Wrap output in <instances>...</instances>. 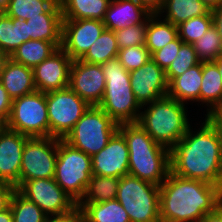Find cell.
<instances>
[{"label":"cell","instance_id":"obj_1","mask_svg":"<svg viewBox=\"0 0 222 222\" xmlns=\"http://www.w3.org/2000/svg\"><path fill=\"white\" fill-rule=\"evenodd\" d=\"M204 120L196 131L190 126L170 150V172L222 189V140L210 120Z\"/></svg>","mask_w":222,"mask_h":222},{"label":"cell","instance_id":"obj_2","mask_svg":"<svg viewBox=\"0 0 222 222\" xmlns=\"http://www.w3.org/2000/svg\"><path fill=\"white\" fill-rule=\"evenodd\" d=\"M222 204V189L169 172L160 185V222H201Z\"/></svg>","mask_w":222,"mask_h":222},{"label":"cell","instance_id":"obj_3","mask_svg":"<svg viewBox=\"0 0 222 222\" xmlns=\"http://www.w3.org/2000/svg\"><path fill=\"white\" fill-rule=\"evenodd\" d=\"M129 151V174L160 186L170 172V150L156 143L138 124H120Z\"/></svg>","mask_w":222,"mask_h":222},{"label":"cell","instance_id":"obj_4","mask_svg":"<svg viewBox=\"0 0 222 222\" xmlns=\"http://www.w3.org/2000/svg\"><path fill=\"white\" fill-rule=\"evenodd\" d=\"M185 106L167 95L143 105L137 123L156 143L171 150L191 126Z\"/></svg>","mask_w":222,"mask_h":222},{"label":"cell","instance_id":"obj_5","mask_svg":"<svg viewBox=\"0 0 222 222\" xmlns=\"http://www.w3.org/2000/svg\"><path fill=\"white\" fill-rule=\"evenodd\" d=\"M105 77V91L98 105L118 125L137 123L142 106L132 91L130 74L118 58L101 65Z\"/></svg>","mask_w":222,"mask_h":222},{"label":"cell","instance_id":"obj_6","mask_svg":"<svg viewBox=\"0 0 222 222\" xmlns=\"http://www.w3.org/2000/svg\"><path fill=\"white\" fill-rule=\"evenodd\" d=\"M116 199L131 222H160V186L125 175L119 179Z\"/></svg>","mask_w":222,"mask_h":222},{"label":"cell","instance_id":"obj_7","mask_svg":"<svg viewBox=\"0 0 222 222\" xmlns=\"http://www.w3.org/2000/svg\"><path fill=\"white\" fill-rule=\"evenodd\" d=\"M92 175V157L58 138L54 180L76 203Z\"/></svg>","mask_w":222,"mask_h":222},{"label":"cell","instance_id":"obj_8","mask_svg":"<svg viewBox=\"0 0 222 222\" xmlns=\"http://www.w3.org/2000/svg\"><path fill=\"white\" fill-rule=\"evenodd\" d=\"M118 126L99 106H89L63 139L92 157L108 144Z\"/></svg>","mask_w":222,"mask_h":222},{"label":"cell","instance_id":"obj_9","mask_svg":"<svg viewBox=\"0 0 222 222\" xmlns=\"http://www.w3.org/2000/svg\"><path fill=\"white\" fill-rule=\"evenodd\" d=\"M6 127L28 137H50L46 93L36 90L13 99Z\"/></svg>","mask_w":222,"mask_h":222},{"label":"cell","instance_id":"obj_10","mask_svg":"<svg viewBox=\"0 0 222 222\" xmlns=\"http://www.w3.org/2000/svg\"><path fill=\"white\" fill-rule=\"evenodd\" d=\"M50 137L63 139L75 126L89 104L70 87L46 93Z\"/></svg>","mask_w":222,"mask_h":222},{"label":"cell","instance_id":"obj_11","mask_svg":"<svg viewBox=\"0 0 222 222\" xmlns=\"http://www.w3.org/2000/svg\"><path fill=\"white\" fill-rule=\"evenodd\" d=\"M58 138L29 137L24 145L19 185L33 179L54 178Z\"/></svg>","mask_w":222,"mask_h":222},{"label":"cell","instance_id":"obj_12","mask_svg":"<svg viewBox=\"0 0 222 222\" xmlns=\"http://www.w3.org/2000/svg\"><path fill=\"white\" fill-rule=\"evenodd\" d=\"M16 190L34 202L48 217L73 212L76 202L56 183L54 178L23 181Z\"/></svg>","mask_w":222,"mask_h":222},{"label":"cell","instance_id":"obj_13","mask_svg":"<svg viewBox=\"0 0 222 222\" xmlns=\"http://www.w3.org/2000/svg\"><path fill=\"white\" fill-rule=\"evenodd\" d=\"M104 29L101 20L63 19L61 48L72 60L81 59Z\"/></svg>","mask_w":222,"mask_h":222},{"label":"cell","instance_id":"obj_14","mask_svg":"<svg viewBox=\"0 0 222 222\" xmlns=\"http://www.w3.org/2000/svg\"><path fill=\"white\" fill-rule=\"evenodd\" d=\"M105 77L101 65L73 60L69 87L90 106H98L105 91Z\"/></svg>","mask_w":222,"mask_h":222},{"label":"cell","instance_id":"obj_15","mask_svg":"<svg viewBox=\"0 0 222 222\" xmlns=\"http://www.w3.org/2000/svg\"><path fill=\"white\" fill-rule=\"evenodd\" d=\"M72 62L73 60L62 48L54 51L46 60L33 68L36 90L48 93L69 87Z\"/></svg>","mask_w":222,"mask_h":222},{"label":"cell","instance_id":"obj_16","mask_svg":"<svg viewBox=\"0 0 222 222\" xmlns=\"http://www.w3.org/2000/svg\"><path fill=\"white\" fill-rule=\"evenodd\" d=\"M129 74L132 91L141 106L168 95L165 71L152 59Z\"/></svg>","mask_w":222,"mask_h":222},{"label":"cell","instance_id":"obj_17","mask_svg":"<svg viewBox=\"0 0 222 222\" xmlns=\"http://www.w3.org/2000/svg\"><path fill=\"white\" fill-rule=\"evenodd\" d=\"M92 172L119 179L129 175V151L124 136L118 130L108 144L92 156Z\"/></svg>","mask_w":222,"mask_h":222},{"label":"cell","instance_id":"obj_18","mask_svg":"<svg viewBox=\"0 0 222 222\" xmlns=\"http://www.w3.org/2000/svg\"><path fill=\"white\" fill-rule=\"evenodd\" d=\"M28 138L7 127L0 133V182L19 186L22 154Z\"/></svg>","mask_w":222,"mask_h":222},{"label":"cell","instance_id":"obj_19","mask_svg":"<svg viewBox=\"0 0 222 222\" xmlns=\"http://www.w3.org/2000/svg\"><path fill=\"white\" fill-rule=\"evenodd\" d=\"M151 13L136 0H111L103 24L116 31L133 24L144 23Z\"/></svg>","mask_w":222,"mask_h":222},{"label":"cell","instance_id":"obj_20","mask_svg":"<svg viewBox=\"0 0 222 222\" xmlns=\"http://www.w3.org/2000/svg\"><path fill=\"white\" fill-rule=\"evenodd\" d=\"M62 20L58 0L46 13L26 20L30 40L52 42L57 48H61Z\"/></svg>","mask_w":222,"mask_h":222},{"label":"cell","instance_id":"obj_21","mask_svg":"<svg viewBox=\"0 0 222 222\" xmlns=\"http://www.w3.org/2000/svg\"><path fill=\"white\" fill-rule=\"evenodd\" d=\"M0 82L12 99L36 91L33 68L27 67L9 58L0 75Z\"/></svg>","mask_w":222,"mask_h":222},{"label":"cell","instance_id":"obj_22","mask_svg":"<svg viewBox=\"0 0 222 222\" xmlns=\"http://www.w3.org/2000/svg\"><path fill=\"white\" fill-rule=\"evenodd\" d=\"M202 82V62L175 77L168 84V96L183 103L198 102Z\"/></svg>","mask_w":222,"mask_h":222},{"label":"cell","instance_id":"obj_23","mask_svg":"<svg viewBox=\"0 0 222 222\" xmlns=\"http://www.w3.org/2000/svg\"><path fill=\"white\" fill-rule=\"evenodd\" d=\"M206 104L205 116L213 110L222 108V79L214 62H202V82L199 103Z\"/></svg>","mask_w":222,"mask_h":222},{"label":"cell","instance_id":"obj_24","mask_svg":"<svg viewBox=\"0 0 222 222\" xmlns=\"http://www.w3.org/2000/svg\"><path fill=\"white\" fill-rule=\"evenodd\" d=\"M210 11L211 9L200 0H165L158 14L178 26L193 17L207 15Z\"/></svg>","mask_w":222,"mask_h":222},{"label":"cell","instance_id":"obj_25","mask_svg":"<svg viewBox=\"0 0 222 222\" xmlns=\"http://www.w3.org/2000/svg\"><path fill=\"white\" fill-rule=\"evenodd\" d=\"M30 40L27 21L0 13V49L9 57L24 42Z\"/></svg>","mask_w":222,"mask_h":222},{"label":"cell","instance_id":"obj_26","mask_svg":"<svg viewBox=\"0 0 222 222\" xmlns=\"http://www.w3.org/2000/svg\"><path fill=\"white\" fill-rule=\"evenodd\" d=\"M111 0H59L63 19L103 21Z\"/></svg>","mask_w":222,"mask_h":222},{"label":"cell","instance_id":"obj_27","mask_svg":"<svg viewBox=\"0 0 222 222\" xmlns=\"http://www.w3.org/2000/svg\"><path fill=\"white\" fill-rule=\"evenodd\" d=\"M119 178L93 174L86 186L82 198L76 203L81 210L86 204L100 203L116 199Z\"/></svg>","mask_w":222,"mask_h":222},{"label":"cell","instance_id":"obj_28","mask_svg":"<svg viewBox=\"0 0 222 222\" xmlns=\"http://www.w3.org/2000/svg\"><path fill=\"white\" fill-rule=\"evenodd\" d=\"M82 222H131L117 199L86 204L81 210Z\"/></svg>","mask_w":222,"mask_h":222},{"label":"cell","instance_id":"obj_29","mask_svg":"<svg viewBox=\"0 0 222 222\" xmlns=\"http://www.w3.org/2000/svg\"><path fill=\"white\" fill-rule=\"evenodd\" d=\"M178 36V26L160 18L158 13L151 14L148 17L145 46L150 54L174 41Z\"/></svg>","mask_w":222,"mask_h":222},{"label":"cell","instance_id":"obj_30","mask_svg":"<svg viewBox=\"0 0 222 222\" xmlns=\"http://www.w3.org/2000/svg\"><path fill=\"white\" fill-rule=\"evenodd\" d=\"M57 49L52 42L28 40L22 43L10 58L17 63L34 68L46 60Z\"/></svg>","mask_w":222,"mask_h":222},{"label":"cell","instance_id":"obj_31","mask_svg":"<svg viewBox=\"0 0 222 222\" xmlns=\"http://www.w3.org/2000/svg\"><path fill=\"white\" fill-rule=\"evenodd\" d=\"M119 50L115 32L104 29L80 60L102 65L111 59L117 58Z\"/></svg>","mask_w":222,"mask_h":222},{"label":"cell","instance_id":"obj_32","mask_svg":"<svg viewBox=\"0 0 222 222\" xmlns=\"http://www.w3.org/2000/svg\"><path fill=\"white\" fill-rule=\"evenodd\" d=\"M58 0H10L4 13L16 19L29 18L46 13Z\"/></svg>","mask_w":222,"mask_h":222},{"label":"cell","instance_id":"obj_33","mask_svg":"<svg viewBox=\"0 0 222 222\" xmlns=\"http://www.w3.org/2000/svg\"><path fill=\"white\" fill-rule=\"evenodd\" d=\"M10 208L13 222H45L48 217L34 202L26 199L17 190L12 195Z\"/></svg>","mask_w":222,"mask_h":222},{"label":"cell","instance_id":"obj_34","mask_svg":"<svg viewBox=\"0 0 222 222\" xmlns=\"http://www.w3.org/2000/svg\"><path fill=\"white\" fill-rule=\"evenodd\" d=\"M192 45L200 62H214L222 54L221 37L213 25Z\"/></svg>","mask_w":222,"mask_h":222},{"label":"cell","instance_id":"obj_35","mask_svg":"<svg viewBox=\"0 0 222 222\" xmlns=\"http://www.w3.org/2000/svg\"><path fill=\"white\" fill-rule=\"evenodd\" d=\"M200 63L192 44L182 43L176 58L165 70L168 84L177 76L182 75L189 68Z\"/></svg>","mask_w":222,"mask_h":222},{"label":"cell","instance_id":"obj_36","mask_svg":"<svg viewBox=\"0 0 222 222\" xmlns=\"http://www.w3.org/2000/svg\"><path fill=\"white\" fill-rule=\"evenodd\" d=\"M213 25V15L210 11L207 15L193 17L178 25V35L183 43L192 44Z\"/></svg>","mask_w":222,"mask_h":222},{"label":"cell","instance_id":"obj_37","mask_svg":"<svg viewBox=\"0 0 222 222\" xmlns=\"http://www.w3.org/2000/svg\"><path fill=\"white\" fill-rule=\"evenodd\" d=\"M117 58L127 71L137 70L151 59L145 45H136L120 49Z\"/></svg>","mask_w":222,"mask_h":222},{"label":"cell","instance_id":"obj_38","mask_svg":"<svg viewBox=\"0 0 222 222\" xmlns=\"http://www.w3.org/2000/svg\"><path fill=\"white\" fill-rule=\"evenodd\" d=\"M119 49L145 45L147 33V20L142 24L128 25L125 28L114 31Z\"/></svg>","mask_w":222,"mask_h":222},{"label":"cell","instance_id":"obj_39","mask_svg":"<svg viewBox=\"0 0 222 222\" xmlns=\"http://www.w3.org/2000/svg\"><path fill=\"white\" fill-rule=\"evenodd\" d=\"M182 43L183 41L178 36L174 41L167 43L163 48L153 52L151 59L165 71L176 58Z\"/></svg>","mask_w":222,"mask_h":222},{"label":"cell","instance_id":"obj_40","mask_svg":"<svg viewBox=\"0 0 222 222\" xmlns=\"http://www.w3.org/2000/svg\"><path fill=\"white\" fill-rule=\"evenodd\" d=\"M13 99L9 96L0 82V119L7 123L12 107Z\"/></svg>","mask_w":222,"mask_h":222},{"label":"cell","instance_id":"obj_41","mask_svg":"<svg viewBox=\"0 0 222 222\" xmlns=\"http://www.w3.org/2000/svg\"><path fill=\"white\" fill-rule=\"evenodd\" d=\"M16 187L6 182H0V211L10 207V201Z\"/></svg>","mask_w":222,"mask_h":222},{"label":"cell","instance_id":"obj_42","mask_svg":"<svg viewBox=\"0 0 222 222\" xmlns=\"http://www.w3.org/2000/svg\"><path fill=\"white\" fill-rule=\"evenodd\" d=\"M45 222H82L80 210L77 208L64 216L47 217Z\"/></svg>","mask_w":222,"mask_h":222},{"label":"cell","instance_id":"obj_43","mask_svg":"<svg viewBox=\"0 0 222 222\" xmlns=\"http://www.w3.org/2000/svg\"><path fill=\"white\" fill-rule=\"evenodd\" d=\"M140 5L145 7L151 14L158 13L163 5L165 0H136Z\"/></svg>","mask_w":222,"mask_h":222},{"label":"cell","instance_id":"obj_44","mask_svg":"<svg viewBox=\"0 0 222 222\" xmlns=\"http://www.w3.org/2000/svg\"><path fill=\"white\" fill-rule=\"evenodd\" d=\"M210 122L217 128L220 138L222 140V108L213 110L208 116H206Z\"/></svg>","mask_w":222,"mask_h":222},{"label":"cell","instance_id":"obj_45","mask_svg":"<svg viewBox=\"0 0 222 222\" xmlns=\"http://www.w3.org/2000/svg\"><path fill=\"white\" fill-rule=\"evenodd\" d=\"M213 15V26L217 29L222 42V4L211 10Z\"/></svg>","mask_w":222,"mask_h":222},{"label":"cell","instance_id":"obj_46","mask_svg":"<svg viewBox=\"0 0 222 222\" xmlns=\"http://www.w3.org/2000/svg\"><path fill=\"white\" fill-rule=\"evenodd\" d=\"M201 222H222V204L212 213H209Z\"/></svg>","mask_w":222,"mask_h":222},{"label":"cell","instance_id":"obj_47","mask_svg":"<svg viewBox=\"0 0 222 222\" xmlns=\"http://www.w3.org/2000/svg\"><path fill=\"white\" fill-rule=\"evenodd\" d=\"M0 222H13V215L10 207L0 211Z\"/></svg>","mask_w":222,"mask_h":222},{"label":"cell","instance_id":"obj_48","mask_svg":"<svg viewBox=\"0 0 222 222\" xmlns=\"http://www.w3.org/2000/svg\"><path fill=\"white\" fill-rule=\"evenodd\" d=\"M204 2L211 10L217 8L222 4V0H200Z\"/></svg>","mask_w":222,"mask_h":222},{"label":"cell","instance_id":"obj_49","mask_svg":"<svg viewBox=\"0 0 222 222\" xmlns=\"http://www.w3.org/2000/svg\"><path fill=\"white\" fill-rule=\"evenodd\" d=\"M9 58L10 57L2 49H0V75Z\"/></svg>","mask_w":222,"mask_h":222},{"label":"cell","instance_id":"obj_50","mask_svg":"<svg viewBox=\"0 0 222 222\" xmlns=\"http://www.w3.org/2000/svg\"><path fill=\"white\" fill-rule=\"evenodd\" d=\"M214 63L217 65V68L219 70L222 79V54L214 61Z\"/></svg>","mask_w":222,"mask_h":222},{"label":"cell","instance_id":"obj_51","mask_svg":"<svg viewBox=\"0 0 222 222\" xmlns=\"http://www.w3.org/2000/svg\"><path fill=\"white\" fill-rule=\"evenodd\" d=\"M9 2L10 0H0V13L7 9Z\"/></svg>","mask_w":222,"mask_h":222},{"label":"cell","instance_id":"obj_52","mask_svg":"<svg viewBox=\"0 0 222 222\" xmlns=\"http://www.w3.org/2000/svg\"><path fill=\"white\" fill-rule=\"evenodd\" d=\"M6 128V123L0 119V133Z\"/></svg>","mask_w":222,"mask_h":222}]
</instances>
